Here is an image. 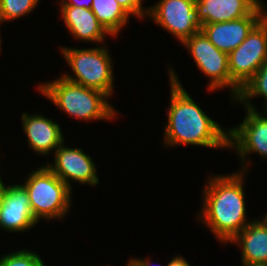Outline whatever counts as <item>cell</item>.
I'll use <instances>...</instances> for the list:
<instances>
[{
	"label": "cell",
	"instance_id": "ba28073f",
	"mask_svg": "<svg viewBox=\"0 0 267 266\" xmlns=\"http://www.w3.org/2000/svg\"><path fill=\"white\" fill-rule=\"evenodd\" d=\"M181 43L201 30L196 19L195 0H160L147 14Z\"/></svg>",
	"mask_w": 267,
	"mask_h": 266
},
{
	"label": "cell",
	"instance_id": "e0dca14e",
	"mask_svg": "<svg viewBox=\"0 0 267 266\" xmlns=\"http://www.w3.org/2000/svg\"><path fill=\"white\" fill-rule=\"evenodd\" d=\"M91 11L111 36L119 35L130 15L116 0H93Z\"/></svg>",
	"mask_w": 267,
	"mask_h": 266
},
{
	"label": "cell",
	"instance_id": "3957f363",
	"mask_svg": "<svg viewBox=\"0 0 267 266\" xmlns=\"http://www.w3.org/2000/svg\"><path fill=\"white\" fill-rule=\"evenodd\" d=\"M38 89L60 110L78 119L107 121L115 117V108L107 101V94L71 82L62 76L54 81L41 83Z\"/></svg>",
	"mask_w": 267,
	"mask_h": 266
},
{
	"label": "cell",
	"instance_id": "d4e9b609",
	"mask_svg": "<svg viewBox=\"0 0 267 266\" xmlns=\"http://www.w3.org/2000/svg\"><path fill=\"white\" fill-rule=\"evenodd\" d=\"M4 186H5V184H3L2 179H1V176H0V197H1V193H2V191L4 189Z\"/></svg>",
	"mask_w": 267,
	"mask_h": 266
},
{
	"label": "cell",
	"instance_id": "d6986e66",
	"mask_svg": "<svg viewBox=\"0 0 267 266\" xmlns=\"http://www.w3.org/2000/svg\"><path fill=\"white\" fill-rule=\"evenodd\" d=\"M40 0H0V15L4 22L31 13Z\"/></svg>",
	"mask_w": 267,
	"mask_h": 266
},
{
	"label": "cell",
	"instance_id": "2e32d148",
	"mask_svg": "<svg viewBox=\"0 0 267 266\" xmlns=\"http://www.w3.org/2000/svg\"><path fill=\"white\" fill-rule=\"evenodd\" d=\"M61 13L69 32L79 41L102 43L110 35L98 22L91 9L61 6Z\"/></svg>",
	"mask_w": 267,
	"mask_h": 266
},
{
	"label": "cell",
	"instance_id": "30bf717a",
	"mask_svg": "<svg viewBox=\"0 0 267 266\" xmlns=\"http://www.w3.org/2000/svg\"><path fill=\"white\" fill-rule=\"evenodd\" d=\"M54 154L53 165L48 163L47 167L70 189L71 180L91 186L99 184L95 163L81 148H70L62 143Z\"/></svg>",
	"mask_w": 267,
	"mask_h": 266
},
{
	"label": "cell",
	"instance_id": "5bb4252c",
	"mask_svg": "<svg viewBox=\"0 0 267 266\" xmlns=\"http://www.w3.org/2000/svg\"><path fill=\"white\" fill-rule=\"evenodd\" d=\"M22 130L27 135L28 145L38 154L50 155L64 143V137L59 124L51 118L43 117L41 114H22Z\"/></svg>",
	"mask_w": 267,
	"mask_h": 266
},
{
	"label": "cell",
	"instance_id": "4fadbf2b",
	"mask_svg": "<svg viewBox=\"0 0 267 266\" xmlns=\"http://www.w3.org/2000/svg\"><path fill=\"white\" fill-rule=\"evenodd\" d=\"M265 16L248 15L233 21L204 24L201 30L215 47L229 54L246 39Z\"/></svg>",
	"mask_w": 267,
	"mask_h": 266
},
{
	"label": "cell",
	"instance_id": "52a82bcc",
	"mask_svg": "<svg viewBox=\"0 0 267 266\" xmlns=\"http://www.w3.org/2000/svg\"><path fill=\"white\" fill-rule=\"evenodd\" d=\"M194 58L197 68L209 78L208 90L231 88L228 54L215 47L202 30L182 43Z\"/></svg>",
	"mask_w": 267,
	"mask_h": 266
},
{
	"label": "cell",
	"instance_id": "4316f807",
	"mask_svg": "<svg viewBox=\"0 0 267 266\" xmlns=\"http://www.w3.org/2000/svg\"><path fill=\"white\" fill-rule=\"evenodd\" d=\"M0 23H4V20H3V18L1 17V15H0ZM0 47H1V35H0ZM1 50V49H0Z\"/></svg>",
	"mask_w": 267,
	"mask_h": 266
},
{
	"label": "cell",
	"instance_id": "603a6c76",
	"mask_svg": "<svg viewBox=\"0 0 267 266\" xmlns=\"http://www.w3.org/2000/svg\"><path fill=\"white\" fill-rule=\"evenodd\" d=\"M167 266H190V264L188 263V261H186L185 258L178 255L174 256V258L170 260Z\"/></svg>",
	"mask_w": 267,
	"mask_h": 266
},
{
	"label": "cell",
	"instance_id": "7c38bea8",
	"mask_svg": "<svg viewBox=\"0 0 267 266\" xmlns=\"http://www.w3.org/2000/svg\"><path fill=\"white\" fill-rule=\"evenodd\" d=\"M195 13L202 27L248 15H267V6L261 0H195Z\"/></svg>",
	"mask_w": 267,
	"mask_h": 266
},
{
	"label": "cell",
	"instance_id": "ac0fdd59",
	"mask_svg": "<svg viewBox=\"0 0 267 266\" xmlns=\"http://www.w3.org/2000/svg\"><path fill=\"white\" fill-rule=\"evenodd\" d=\"M256 96H262L265 99V110H267V60L266 62L256 71L254 76L243 86L240 90L238 97L235 99L236 102L244 104L245 109L255 110L251 98Z\"/></svg>",
	"mask_w": 267,
	"mask_h": 266
},
{
	"label": "cell",
	"instance_id": "ffe728a7",
	"mask_svg": "<svg viewBox=\"0 0 267 266\" xmlns=\"http://www.w3.org/2000/svg\"><path fill=\"white\" fill-rule=\"evenodd\" d=\"M0 266H45V264L36 252L23 249L2 256Z\"/></svg>",
	"mask_w": 267,
	"mask_h": 266
},
{
	"label": "cell",
	"instance_id": "9a60e30c",
	"mask_svg": "<svg viewBox=\"0 0 267 266\" xmlns=\"http://www.w3.org/2000/svg\"><path fill=\"white\" fill-rule=\"evenodd\" d=\"M230 243L242 248V264H267V214L252 220Z\"/></svg>",
	"mask_w": 267,
	"mask_h": 266
},
{
	"label": "cell",
	"instance_id": "5b68a950",
	"mask_svg": "<svg viewBox=\"0 0 267 266\" xmlns=\"http://www.w3.org/2000/svg\"><path fill=\"white\" fill-rule=\"evenodd\" d=\"M61 53L75 74L65 73L63 78L111 96L114 90L113 62L105 46L87 49L63 47Z\"/></svg>",
	"mask_w": 267,
	"mask_h": 266
},
{
	"label": "cell",
	"instance_id": "484cf974",
	"mask_svg": "<svg viewBox=\"0 0 267 266\" xmlns=\"http://www.w3.org/2000/svg\"><path fill=\"white\" fill-rule=\"evenodd\" d=\"M242 266H267V264H252V265L242 264Z\"/></svg>",
	"mask_w": 267,
	"mask_h": 266
},
{
	"label": "cell",
	"instance_id": "277c9868",
	"mask_svg": "<svg viewBox=\"0 0 267 266\" xmlns=\"http://www.w3.org/2000/svg\"><path fill=\"white\" fill-rule=\"evenodd\" d=\"M22 186L28 193L32 213L37 221L41 218L59 220L70 211L72 189L46 165L30 173Z\"/></svg>",
	"mask_w": 267,
	"mask_h": 266
},
{
	"label": "cell",
	"instance_id": "44dd1931",
	"mask_svg": "<svg viewBox=\"0 0 267 266\" xmlns=\"http://www.w3.org/2000/svg\"><path fill=\"white\" fill-rule=\"evenodd\" d=\"M129 15H133L140 18L146 17L149 8L142 7V0H116Z\"/></svg>",
	"mask_w": 267,
	"mask_h": 266
},
{
	"label": "cell",
	"instance_id": "6da1fadb",
	"mask_svg": "<svg viewBox=\"0 0 267 266\" xmlns=\"http://www.w3.org/2000/svg\"><path fill=\"white\" fill-rule=\"evenodd\" d=\"M171 101L168 109V122L165 126L164 144L203 146L208 148H229L228 130L196 104L183 88L174 70L169 68Z\"/></svg>",
	"mask_w": 267,
	"mask_h": 266
},
{
	"label": "cell",
	"instance_id": "7402d4cb",
	"mask_svg": "<svg viewBox=\"0 0 267 266\" xmlns=\"http://www.w3.org/2000/svg\"><path fill=\"white\" fill-rule=\"evenodd\" d=\"M60 6H74L80 8L91 9L93 0H61Z\"/></svg>",
	"mask_w": 267,
	"mask_h": 266
},
{
	"label": "cell",
	"instance_id": "7a4b0ae2",
	"mask_svg": "<svg viewBox=\"0 0 267 266\" xmlns=\"http://www.w3.org/2000/svg\"><path fill=\"white\" fill-rule=\"evenodd\" d=\"M243 175L245 172L240 171L232 175L210 177L202 192L203 204L198 220L207 225L224 244L229 243L250 223L246 218Z\"/></svg>",
	"mask_w": 267,
	"mask_h": 266
},
{
	"label": "cell",
	"instance_id": "9c48e42d",
	"mask_svg": "<svg viewBox=\"0 0 267 266\" xmlns=\"http://www.w3.org/2000/svg\"><path fill=\"white\" fill-rule=\"evenodd\" d=\"M266 113V115H265ZM246 116L243 122L236 127L228 130V147L237 152L241 157L242 172H247L248 162H246L247 154L256 153L261 157L267 158V110L258 113L255 110L246 109ZM233 147V148H232Z\"/></svg>",
	"mask_w": 267,
	"mask_h": 266
},
{
	"label": "cell",
	"instance_id": "8fae6325",
	"mask_svg": "<svg viewBox=\"0 0 267 266\" xmlns=\"http://www.w3.org/2000/svg\"><path fill=\"white\" fill-rule=\"evenodd\" d=\"M36 223L28 193L22 184L4 186L0 197V228L7 232H24Z\"/></svg>",
	"mask_w": 267,
	"mask_h": 266
},
{
	"label": "cell",
	"instance_id": "cb8c5ba5",
	"mask_svg": "<svg viewBox=\"0 0 267 266\" xmlns=\"http://www.w3.org/2000/svg\"><path fill=\"white\" fill-rule=\"evenodd\" d=\"M129 263L127 264V266H151V262H150V259H147V260H145V259H134V258H132V259H130L129 261H128ZM160 266H162V265H160ZM167 266V265H166Z\"/></svg>",
	"mask_w": 267,
	"mask_h": 266
},
{
	"label": "cell",
	"instance_id": "8992f818",
	"mask_svg": "<svg viewBox=\"0 0 267 266\" xmlns=\"http://www.w3.org/2000/svg\"><path fill=\"white\" fill-rule=\"evenodd\" d=\"M267 60V15L251 30L246 39L228 54L232 100Z\"/></svg>",
	"mask_w": 267,
	"mask_h": 266
}]
</instances>
